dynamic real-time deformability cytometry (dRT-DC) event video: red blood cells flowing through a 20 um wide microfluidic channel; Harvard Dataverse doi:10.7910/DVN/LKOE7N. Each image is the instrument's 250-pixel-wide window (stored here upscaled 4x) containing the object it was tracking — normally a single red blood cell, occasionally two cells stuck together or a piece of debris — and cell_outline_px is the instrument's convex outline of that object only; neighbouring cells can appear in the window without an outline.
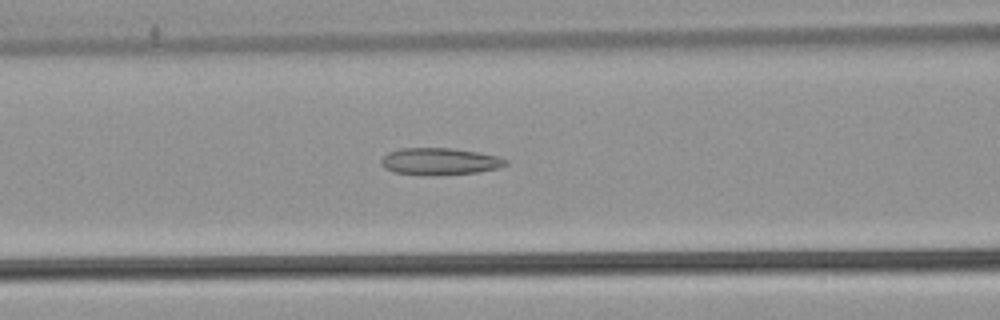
{"species": "common noctule bat (a hibernating species)", "species_latin": "Nyctalus noctula", "temperature_condition": "warm", "stored_images_in_passage": 53, "camera_frame_rate_fps": 3000, "um_per_image_px": 0.085, "animal": {"sex": "male", "body_mass_g": 21.5, "forearm_length_mm": 52.0}, "frame": {"image": 1, "passage_image": 23, "time_ms": 7.333, "image_size_px": [1000, 320], "cell_outline_px": [[508, 164], [500, 168], [476, 172], [428, 176], [392, 172], [384, 168], [380, 164], [380, 160], [388, 152], [400, 148], [452, 148], [476, 152], [496, 156], [508, 160]], "centroid_in_image_um": [37.33, 13.73], "position_along_channel_um": 129.3, "area_um2": 19.71}}
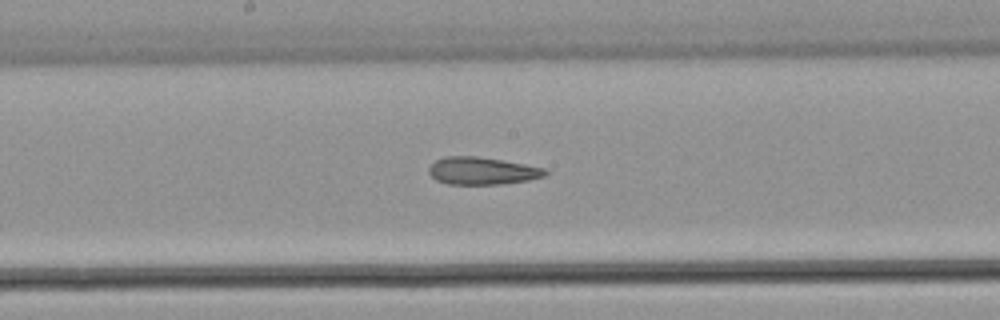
{"frame": {"image": 2, "passage_image": 29, "time_ms": 9.333, "image_size_px": [1000, 320], "cell_outline_px": [[548, 172], [544, 176], [528, 180], [496, 184], [448, 184], [436, 180], [428, 172], [428, 168], [436, 160], [444, 156], [476, 156], [524, 164], [544, 168]], "centroid_in_image_um": [40.94, 14.52], "position_along_channel_um": 207.3, "area_um2": 18.38}}
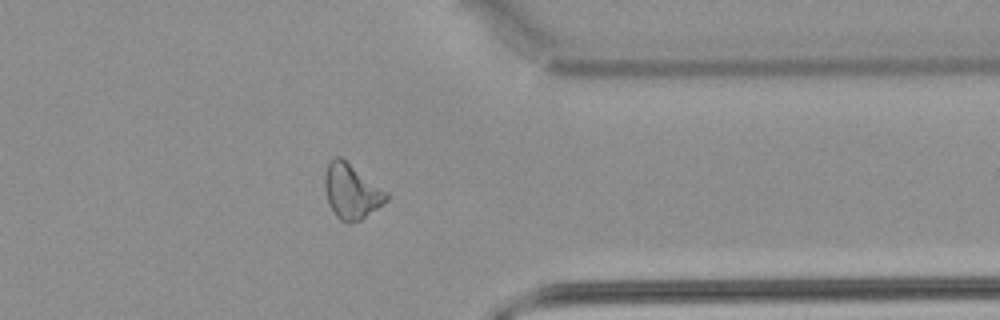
{"frame": {"image": 3, "passage_image": 43, "time_ms": 14.0, "image_size_px": [1000, 320], "cell_outline_px": [[388, 200], [360, 220], [348, 224], [340, 220], [336, 216], [328, 204], [324, 188], [324, 172], [328, 164], [336, 156], [340, 156], [388, 192]], "centroid_in_image_um": [29.85, 16.27], "position_along_channel_um": 381.5, "area_um2": 19.71}, "authors_computed_cell_mechanics": {"area_um2": 19.9988, "velocity_mm_per_s": 3.9068, "shape_relaxation_time_tau1_ms": null, "shape_relaxation_time_tau2_ms": 4.2696, "deformation_change_tau1": null, "deformation_change_tau2": 0.1457}}